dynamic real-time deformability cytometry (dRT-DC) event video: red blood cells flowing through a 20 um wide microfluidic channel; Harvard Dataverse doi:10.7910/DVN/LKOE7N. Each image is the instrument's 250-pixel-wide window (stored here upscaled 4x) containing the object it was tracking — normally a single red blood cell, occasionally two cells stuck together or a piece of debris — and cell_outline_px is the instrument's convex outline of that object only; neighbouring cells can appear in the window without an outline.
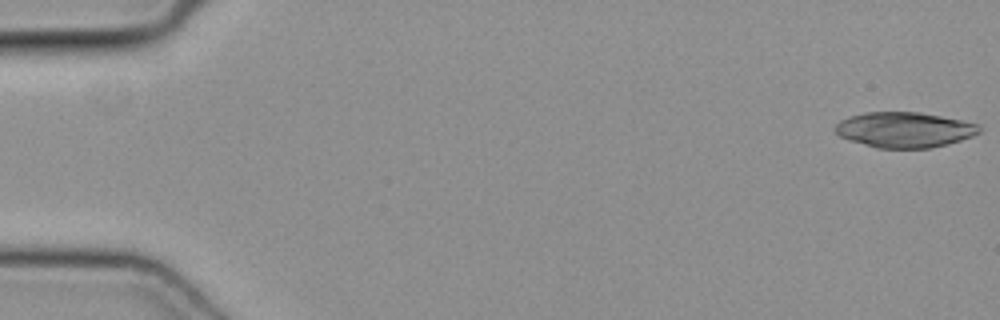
{"species": "common noctule bat (a hibernating species)", "species_latin": "Nyctalus noctula", "temperature_condition": "cold", "stored_images_in_passage": 12, "camera_frame_rate_fps": 3000, "um_per_image_px": 0.085, "animal": {"sex": "female", "body_mass_g": 19.3, "forearm_length_mm": 54.1}, "frame": {"image": 1, "passage_image": 1, "time_ms": 0.0, "image_size_px": [1000, 320], "cell_outline_px": [[980, 132], [972, 136], [948, 144], [928, 148], [876, 148], [848, 140], [840, 136], [832, 128], [840, 120], [848, 116], [864, 112], [920, 112], [960, 120], [976, 124], [980, 128]], "centroid_in_image_um": [76.81, 11.03], "position_along_channel_um": 8.2, "area_um2": 29.71}}